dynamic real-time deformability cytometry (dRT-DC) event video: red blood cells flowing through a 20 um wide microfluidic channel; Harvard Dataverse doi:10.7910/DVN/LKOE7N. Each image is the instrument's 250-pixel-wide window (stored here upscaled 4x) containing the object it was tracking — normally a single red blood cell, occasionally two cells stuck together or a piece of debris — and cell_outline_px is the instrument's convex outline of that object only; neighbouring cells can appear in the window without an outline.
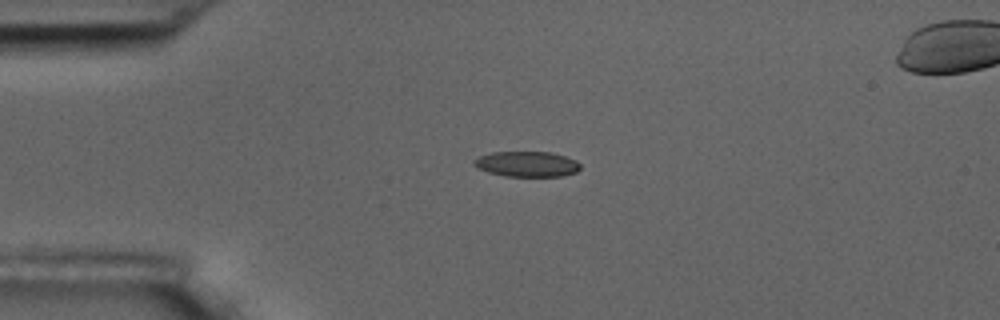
{"species": "common noctule bat (a hibernating species)", "species_latin": "Nyctalus noctula", "temperature_condition": "room temperature", "stored_images_in_passage": 4, "camera_frame_rate_fps": 3000, "um_per_image_px": 0.085, "animal": {"sex": "male", "body_mass_g": 17.5, "forearm_length_mm": 52.3}, "frame": {"image": 1, "passage_image": 2, "time_ms": 1.333, "image_size_px": [1000, 320], "cell_outline_px": [[580, 168], [576, 172], [560, 176], [504, 176], [488, 172], [476, 168], [472, 164], [472, 160], [480, 156], [492, 152], [548, 152], [564, 156], [576, 160], [580, 164]], "centroid_in_image_um": [44.74, 13.94], "position_along_channel_um": 40.3, "area_um2": 15.72}}